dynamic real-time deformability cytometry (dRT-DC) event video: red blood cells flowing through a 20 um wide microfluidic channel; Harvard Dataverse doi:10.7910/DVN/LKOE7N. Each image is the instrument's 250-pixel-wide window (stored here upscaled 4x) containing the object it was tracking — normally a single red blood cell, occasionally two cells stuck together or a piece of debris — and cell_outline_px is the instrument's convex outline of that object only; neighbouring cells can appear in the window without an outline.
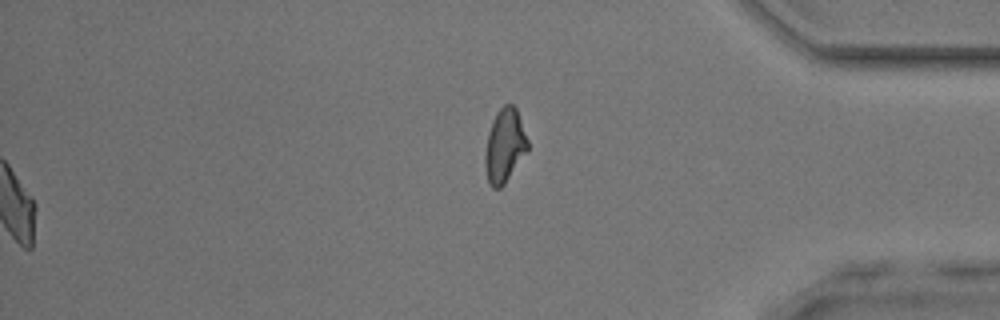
{"species": "common noctule bat (a hibernating species)", "species_latin": "Nyctalus noctula", "temperature_condition": "room temperature", "stored_images_in_passage": 40, "segment_of_instrument_passage": [2, 2], "camera_frame_rate_fps": 3000, "um_per_image_px": 0.085, "animal": {"sex": "male", "body_mass_g": 17.9, "forearm_length_mm": 54.2}, "frame": {"image": 1, "passage_image": 40, "time_ms": 13.0, "image_size_px": [1000, 320], "cell_outline_px": [[528, 152], [504, 184], [500, 188], [492, 188], [488, 184], [484, 168], [484, 156], [488, 132], [492, 120], [496, 112], [504, 104], [512, 104], [516, 108], [528, 140]], "centroid_in_image_um": [42.88, 12.41], "position_along_channel_um": 392.3, "area_um2": 18.61}}